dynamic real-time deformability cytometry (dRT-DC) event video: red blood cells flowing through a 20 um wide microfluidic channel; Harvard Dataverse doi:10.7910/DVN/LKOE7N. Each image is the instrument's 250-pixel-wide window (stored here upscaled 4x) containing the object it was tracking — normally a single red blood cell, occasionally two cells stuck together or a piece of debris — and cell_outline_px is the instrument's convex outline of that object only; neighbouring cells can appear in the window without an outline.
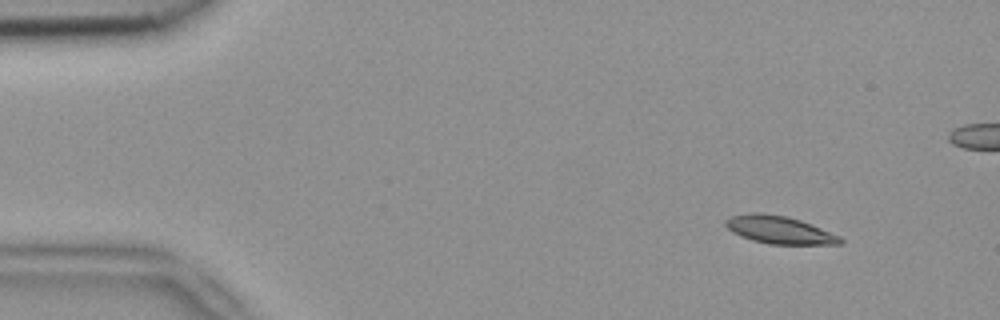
{"species": "common noctule bat (a hibernating species)", "species_latin": "Nyctalus noctula", "temperature_condition": "room temperature", "stored_images_in_passage": 3, "camera_frame_rate_fps": 3000, "um_per_image_px": 0.085, "animal": {"sex": "female", "body_mass_g": 18.4}, "frame": {"image": 1, "passage_image": 3, "time_ms": 0.667, "image_size_px": [1000, 320], "cell_outline_px": [[844, 240], [840, 244], [768, 244], [752, 240], [740, 236], [732, 232], [724, 224], [724, 220], [732, 216], [752, 212], [760, 212], [788, 216], [812, 224], [840, 236]], "centroid_in_image_um": [66.23, 19.53], "position_along_channel_um": 18.8, "area_um2": 18.61}}